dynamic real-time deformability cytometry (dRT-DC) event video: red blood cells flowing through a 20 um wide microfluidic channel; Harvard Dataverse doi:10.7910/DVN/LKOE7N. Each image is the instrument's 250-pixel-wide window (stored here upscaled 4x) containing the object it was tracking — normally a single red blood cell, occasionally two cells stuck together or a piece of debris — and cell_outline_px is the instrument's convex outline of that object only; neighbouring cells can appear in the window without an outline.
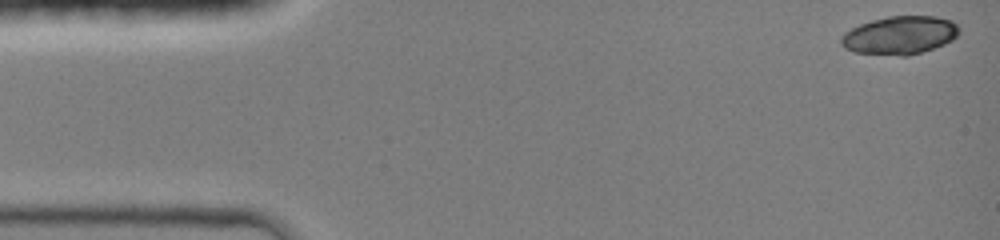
{"species": "common noctule bat (a hibernating species)", "species_latin": "Nyctalus noctula", "temperature_condition": "room temperature", "stored_images_in_passage": 57, "camera_frame_rate_fps": 3000, "um_per_image_px": 0.085, "animal": {"sex": "female", "body_mass_g": 19.0, "forearm_length_mm": 51.5}, "frame": {"image": 1, "passage_image": 1, "time_ms": 0.0, "image_size_px": [1000, 240], "cell_outline_px": [[960, 32], [952, 40], [944, 44], [908, 56], [900, 56], [852, 52], [844, 48], [840, 44], [840, 36], [844, 32], [860, 24], [872, 20], [888, 16], [936, 16], [952, 20], [960, 28]], "centroid_in_image_um": [76.46, 2.99], "position_along_channel_um": 8.5, "area_um2": 26.47}}
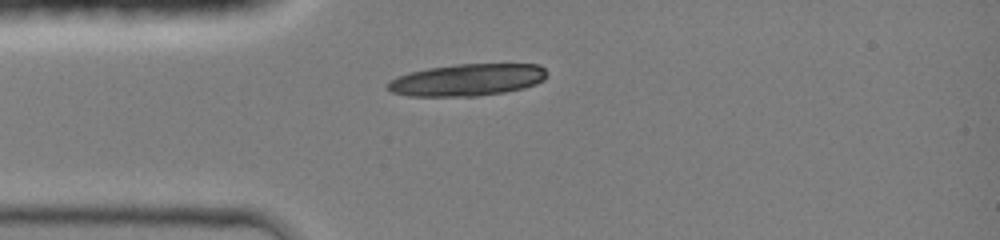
{"frame": {"image": 2, "passage_image": 14, "time_ms": 3.333, "image_size_px": [1000, 240], "cell_outline_px": [[548, 76], [544, 80], [536, 84], [524, 88], [504, 92], [476, 96], [408, 96], [392, 92], [388, 88], [388, 80], [396, 76], [408, 72], [428, 68], [456, 64], [540, 64], [548, 72]], "centroid_in_image_um": [39.73, 6.78], "position_along_channel_um": 45.3, "area_um2": 29.94}}